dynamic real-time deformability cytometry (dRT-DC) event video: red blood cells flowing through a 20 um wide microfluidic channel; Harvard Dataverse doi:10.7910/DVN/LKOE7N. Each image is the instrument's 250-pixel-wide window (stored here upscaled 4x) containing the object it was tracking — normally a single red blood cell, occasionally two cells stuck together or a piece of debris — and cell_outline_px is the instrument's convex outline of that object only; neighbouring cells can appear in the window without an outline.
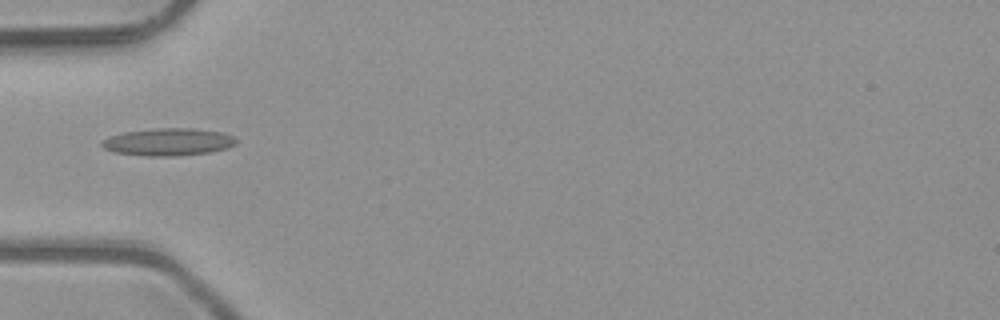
{"species": "common noctule bat (a hibernating species)", "species_latin": "Nyctalus noctula", "temperature_condition": "room temperature", "stored_images_in_passage": 6, "camera_frame_rate_fps": 3000, "um_per_image_px": 0.085, "animal": {"sex": "male", "body_mass_g": 23.1, "forearm_length_mm": 52.7}, "frame": {"image": 1, "passage_image": 5, "time_ms": 1.333, "image_size_px": [1000, 320], "cell_outline_px": [[236, 144], [228, 148], [212, 152], [176, 156], [148, 156], [116, 152], [104, 148], [100, 144], [100, 140], [108, 136], [124, 132], [156, 128], [196, 128], [220, 132], [232, 136], [236, 140]], "centroid_in_image_um": [14.29, 12.06], "position_along_channel_um": 70.7, "area_um2": 21.56}}
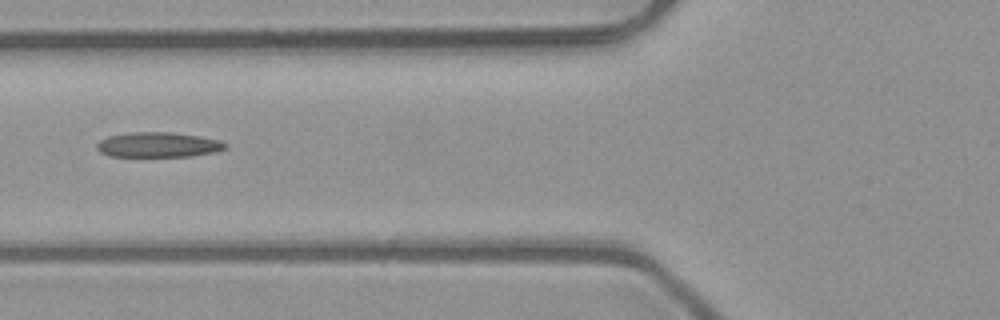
{"frame": {"image": 2, "passage_image": 6, "time_ms": 1.667, "image_size_px": [1000, 320], "cell_outline_px": [[228, 144], [224, 148], [216, 152], [188, 156], [108, 156], [100, 152], [96, 148], [96, 144], [100, 140], [108, 136], [132, 132], [172, 132], [200, 136], [220, 140]], "centroid_in_image_um": [13.43, 12.3], "position_along_channel_um": 112.4, "area_um2": 18.73}}